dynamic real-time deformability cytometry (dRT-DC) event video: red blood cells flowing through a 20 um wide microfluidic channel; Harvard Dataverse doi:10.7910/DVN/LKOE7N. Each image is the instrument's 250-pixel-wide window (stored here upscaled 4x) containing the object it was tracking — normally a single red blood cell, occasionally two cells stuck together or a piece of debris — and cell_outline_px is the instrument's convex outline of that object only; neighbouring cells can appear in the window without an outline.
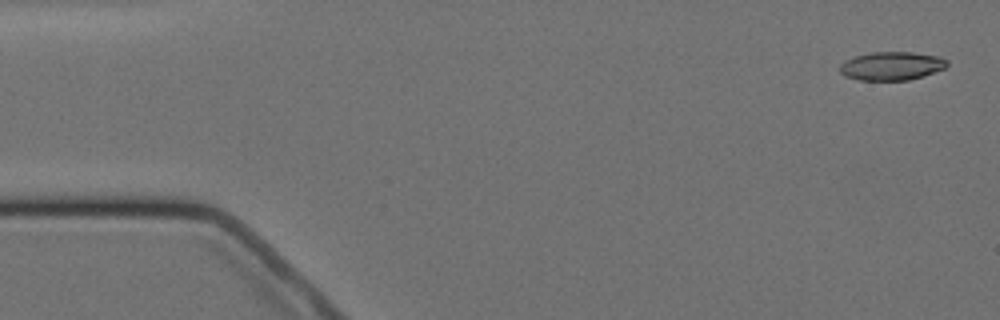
{"species": "Egyptian fruit bat (a non-hibernating species)", "species_latin": "Rousettus aegyptiacus", "temperature_condition": "cold", "stored_images_in_passage": 4, "camera_frame_rate_fps": 3000, "um_per_image_px": 0.085, "animal": {"sex": "female"}, "frame": {"image": 1, "passage_image": 1, "time_ms": 0.0, "image_size_px": [1000, 320], "cell_outline_px": [[948, 64], [944, 68], [924, 76], [908, 80], [860, 80], [844, 76], [840, 72], [840, 64], [844, 60], [856, 56], [872, 52], [912, 52], [940, 56], [948, 60]], "centroid_in_image_um": [75.79, 5.6], "position_along_channel_um": 9.2, "area_um2": 17.86}}
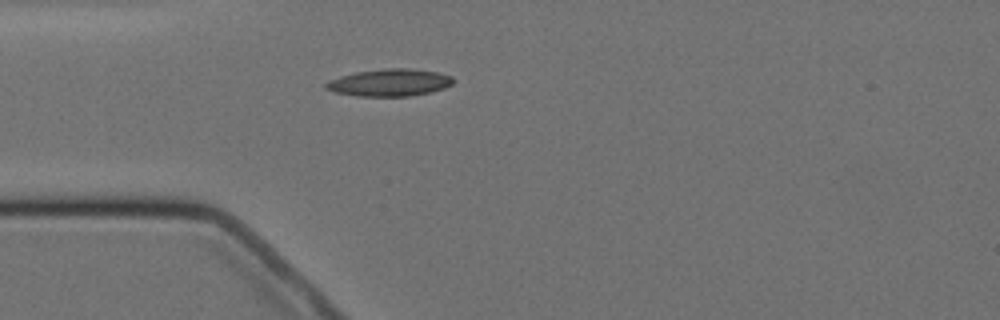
{"frame": {"image": 2, "passage_image": 4, "time_ms": 4.333, "image_size_px": [1000, 320], "cell_outline_px": [[452, 84], [444, 88], [428, 92], [408, 96], [356, 96], [336, 92], [324, 88], [324, 84], [328, 80], [340, 76], [356, 72], [384, 68], [408, 68], [436, 72], [452, 76]], "centroid_in_image_um": [33.06, 7.01], "position_along_channel_um": 51.9, "area_um2": 20.06}}